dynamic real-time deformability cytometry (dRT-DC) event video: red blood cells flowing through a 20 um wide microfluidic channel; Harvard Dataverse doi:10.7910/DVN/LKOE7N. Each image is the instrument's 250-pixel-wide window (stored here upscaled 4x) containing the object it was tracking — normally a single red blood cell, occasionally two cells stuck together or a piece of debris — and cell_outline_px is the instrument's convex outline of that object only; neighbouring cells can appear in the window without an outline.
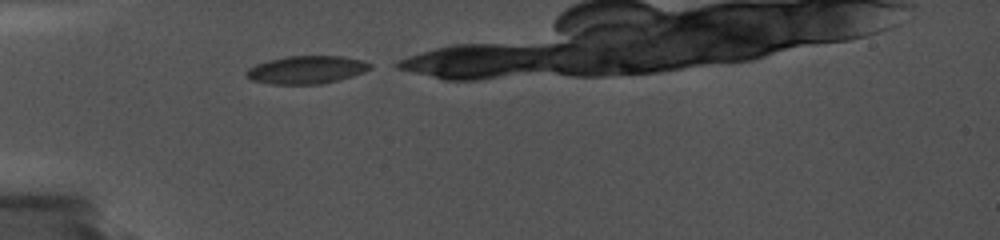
{"species": "common noctule bat (a hibernating species)", "species_latin": "Nyctalus noctula", "temperature_condition": "cold", "stored_images_in_passage": 47, "camera_frame_rate_fps": 5000, "um_per_image_px": 0.085, "animal": {"sex": "female", "body_mass_g": 19.0, "forearm_length_mm": 56.7}, "frame": {"image": 1, "passage_image": 1, "time_ms": 0.0, "image_size_px": [1000, 240], "cell_outline_px": [[372, 68], [364, 72], [352, 76], [320, 84], [272, 84], [252, 80], [244, 76], [244, 72], [248, 68], [256, 64], [268, 60], [288, 56], [344, 56], [364, 60], [372, 64]], "centroid_in_image_um": [26.05, 5.92], "position_along_channel_um": 59.0, "area_um2": 20.23}}
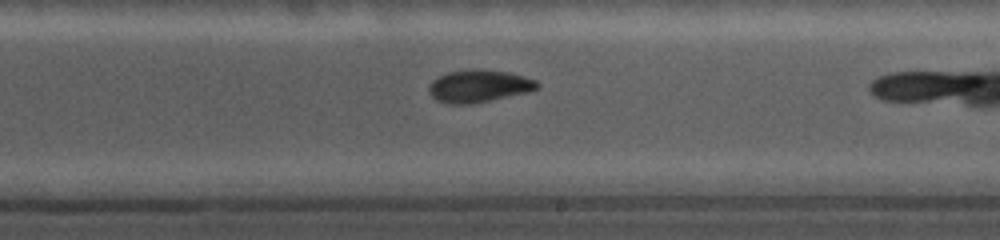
{"frame": {"image": 2, "passage_image": 24, "time_ms": 5.4, "image_size_px": [1000, 240], "cell_outline_px": [[540, 84], [536, 88], [528, 92], [472, 104], [448, 104], [436, 100], [428, 92], [428, 84], [432, 80], [448, 72], [476, 68], [480, 68], [508, 72], [524, 76], [536, 80]], "centroid_in_image_um": [40.67, 7.31], "position_along_channel_um": 248.3, "area_um2": 20.63}}
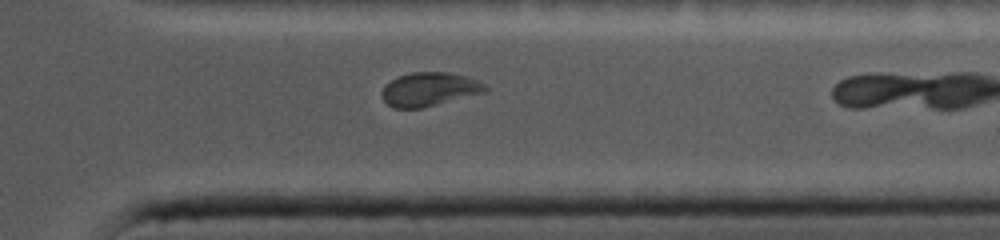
{"frame": {"image": 3, "passage_image": 39, "time_ms": 8.8, "image_size_px": [1000, 240], "cell_outline_px": [[488, 92], [420, 108], [392, 108], [384, 100], [380, 92], [384, 84], [400, 76], [412, 72], [448, 72], [464, 76], [476, 80], [484, 84], [488, 88]], "centroid_in_image_um": [36.48, 7.59], "position_along_channel_um": 374.9, "area_um2": 20.29}}